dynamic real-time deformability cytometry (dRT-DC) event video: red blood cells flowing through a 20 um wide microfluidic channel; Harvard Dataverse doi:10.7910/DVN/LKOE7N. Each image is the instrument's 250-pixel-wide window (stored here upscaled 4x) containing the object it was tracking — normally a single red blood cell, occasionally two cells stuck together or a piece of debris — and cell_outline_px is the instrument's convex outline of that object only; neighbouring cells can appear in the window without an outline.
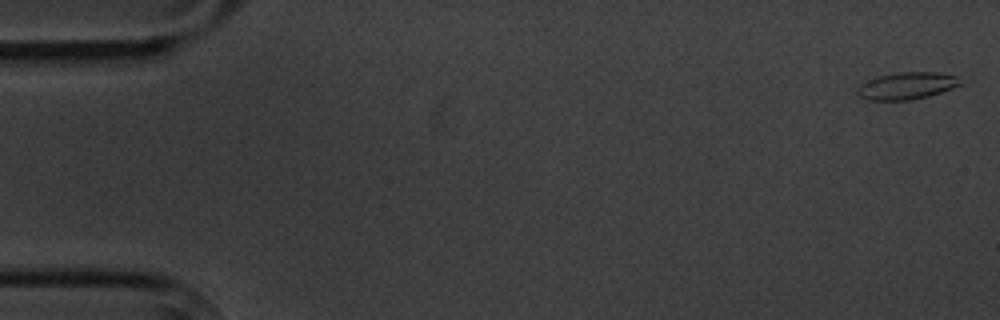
{"species": "common noctule bat (a hibernating species)", "species_latin": "Nyctalus noctula", "temperature_condition": "cold", "stored_images_in_passage": 6, "camera_frame_rate_fps": 3000, "um_per_image_px": 0.085, "animal": {"sex": "male", "body_mass_g": 20.1, "forearm_length_mm": 53.5}, "frame": {"image": 1, "passage_image": 1, "time_ms": 0.0, "image_size_px": [1000, 320], "cell_outline_px": [[964, 84], [928, 96], [912, 100], [868, 100], [860, 96], [856, 92], [856, 88], [860, 84], [876, 76], [900, 72], [940, 72], [956, 76], [964, 80]], "centroid_in_image_um": [77.1, 7.28], "position_along_channel_um": 7.9, "area_um2": 16.47}}
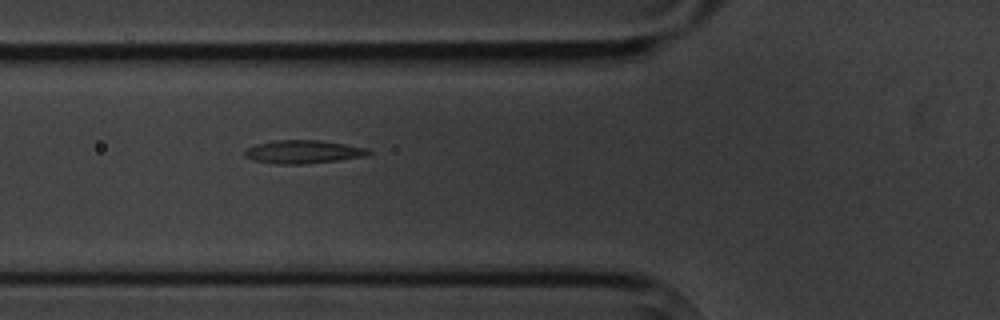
{"frame": {"image": 2, "passage_image": 6, "time_ms": 6.667, "image_size_px": [1000, 320], "cell_outline_px": [[372, 152], [364, 156], [336, 160], [304, 164], [276, 164], [252, 160], [244, 156], [244, 152], [248, 148], [256, 144], [272, 140], [320, 140], [368, 148]], "centroid_in_image_um": [25.73, 12.9], "position_along_channel_um": 100.1, "area_um2": 16.7}}